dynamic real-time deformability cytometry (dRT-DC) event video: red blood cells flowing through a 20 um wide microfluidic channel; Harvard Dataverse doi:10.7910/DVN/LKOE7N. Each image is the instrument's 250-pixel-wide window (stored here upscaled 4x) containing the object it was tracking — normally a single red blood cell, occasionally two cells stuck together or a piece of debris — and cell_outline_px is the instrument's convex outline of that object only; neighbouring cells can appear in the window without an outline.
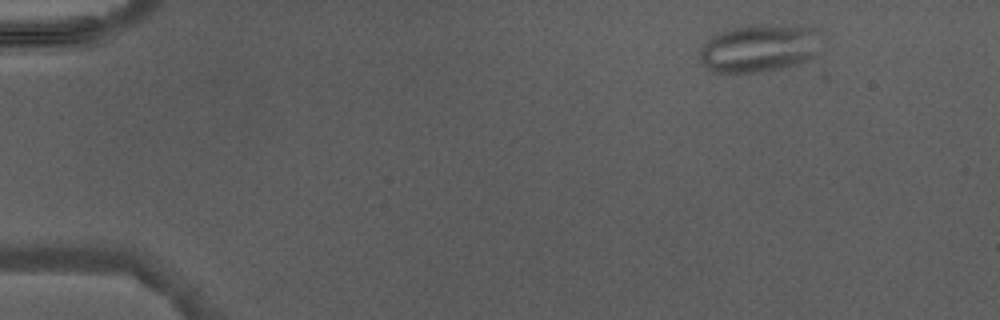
{"species": "Egyptian fruit bat (a non-hibernating species)", "species_latin": "Rousettus aegyptiacus", "temperature_condition": "warm", "stored_images_in_passage": 2, "camera_frame_rate_fps": 3000, "um_per_image_px": 0.085, "animal": {"sex": "male"}, "frame": {"image": 1, "passage_image": 2, "time_ms": 1.333, "image_size_px": [1000, 320], "cell_outline_px": [[820, 52], [816, 56], [796, 64], [780, 68], [760, 72], [716, 72], [708, 68], [700, 60], [700, 48], [716, 32], [732, 28], [756, 24], [768, 24], [816, 28]], "centroid_in_image_um": [64.53, 4.08], "position_along_channel_um": 20.5, "area_um2": 33.76}}